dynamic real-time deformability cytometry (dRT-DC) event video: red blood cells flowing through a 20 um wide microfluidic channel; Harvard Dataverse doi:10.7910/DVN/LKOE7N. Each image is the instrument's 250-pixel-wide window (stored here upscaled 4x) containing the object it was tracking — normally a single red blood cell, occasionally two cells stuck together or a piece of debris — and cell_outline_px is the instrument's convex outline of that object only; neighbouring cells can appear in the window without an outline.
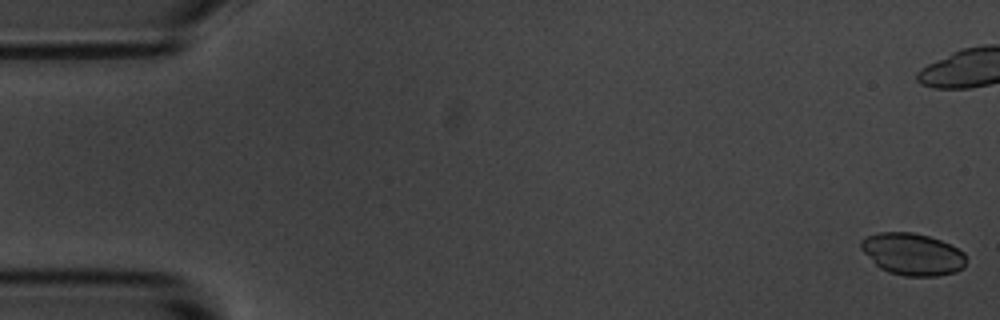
{"species": "common noctule bat (a hibernating species)", "species_latin": "Nyctalus noctula", "temperature_condition": "room temperature", "stored_images_in_passage": 6, "camera_frame_rate_fps": 3000, "um_per_image_px": 0.085, "animal": {"sex": "male", "body_mass_g": 20.1, "forearm_length_mm": 53.5}, "frame": {"image": 1, "passage_image": 1, "time_ms": 0.0, "image_size_px": [1000, 320], "cell_outline_px": [[964, 268], [956, 272], [936, 276], [904, 276], [888, 272], [880, 268], [860, 248], [860, 240], [868, 236], [880, 232], [912, 232], [928, 236], [940, 240], [964, 252]], "centroid_in_image_um": [77.55, 21.61], "position_along_channel_um": 7.5, "area_um2": 25.55}}